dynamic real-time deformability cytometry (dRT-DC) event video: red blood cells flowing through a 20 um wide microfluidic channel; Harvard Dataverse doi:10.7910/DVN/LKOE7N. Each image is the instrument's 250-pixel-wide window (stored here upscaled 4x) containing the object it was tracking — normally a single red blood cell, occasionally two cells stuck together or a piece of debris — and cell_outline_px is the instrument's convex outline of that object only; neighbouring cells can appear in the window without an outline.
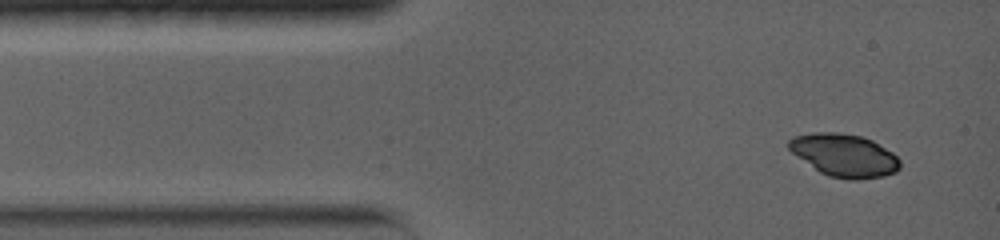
{"species": "common noctule bat (a hibernating species)", "species_latin": "Nyctalus noctula", "temperature_condition": "warm", "stored_images_in_passage": 52, "camera_frame_rate_fps": 5000, "um_per_image_px": 0.085, "animal": {"sex": "female", "body_mass_g": 19.0, "forearm_length_mm": 56.7}, "frame": {"image": 1, "passage_image": 1, "time_ms": 0.0, "image_size_px": [1000, 240], "cell_outline_px": [[900, 168], [896, 172], [884, 176], [856, 180], [852, 180], [828, 176], [820, 172], [792, 152], [788, 148], [788, 140], [796, 136], [812, 132], [840, 132], [860, 136], [872, 140], [892, 152], [900, 160]], "centroid_in_image_um": [71.78, 13.2], "position_along_channel_um": 13.2, "area_um2": 27.63}}